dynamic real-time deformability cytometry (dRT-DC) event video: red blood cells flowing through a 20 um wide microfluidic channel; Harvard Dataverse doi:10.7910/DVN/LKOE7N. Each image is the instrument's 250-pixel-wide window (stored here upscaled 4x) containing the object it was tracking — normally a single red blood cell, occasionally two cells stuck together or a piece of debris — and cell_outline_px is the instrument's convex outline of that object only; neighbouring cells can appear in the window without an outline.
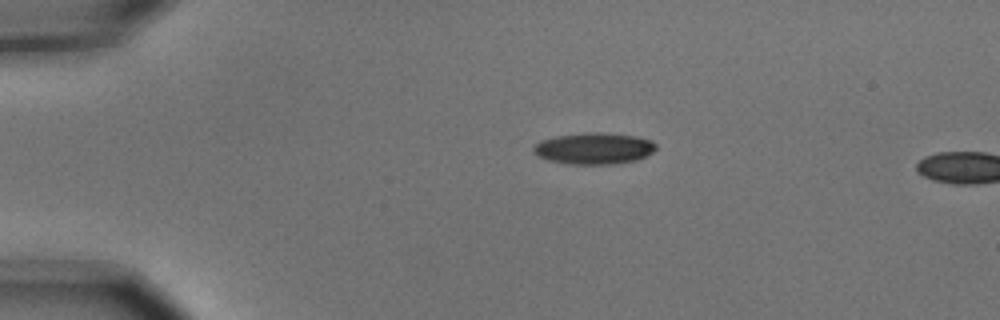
{"species": "common noctule bat (a hibernating species)", "species_latin": "Nyctalus noctula", "temperature_condition": "cold", "stored_images_in_passage": 2, "camera_frame_rate_fps": 3000, "um_per_image_px": 0.085, "animal": {"sex": "male", "body_mass_g": 15.6}, "frame": {"image": 1, "passage_image": 1, "time_ms": 0.0, "image_size_px": [1000, 320], "cell_outline_px": [[656, 148], [652, 152], [636, 160], [616, 164], [568, 164], [548, 160], [532, 152], [532, 148], [540, 140], [556, 136], [584, 132], [596, 132], [632, 136], [652, 140], [656, 144]], "centroid_in_image_um": [50.46, 12.62], "position_along_channel_um": 34.5, "area_um2": 22.37}}